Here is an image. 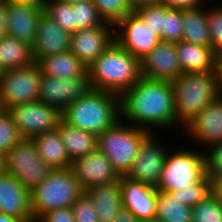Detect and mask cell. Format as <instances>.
<instances>
[{"label": "cell", "instance_id": "obj_1", "mask_svg": "<svg viewBox=\"0 0 222 222\" xmlns=\"http://www.w3.org/2000/svg\"><path fill=\"white\" fill-rule=\"evenodd\" d=\"M120 120L151 133L161 129L182 130L176 117L171 81L141 77L120 95Z\"/></svg>", "mask_w": 222, "mask_h": 222}, {"label": "cell", "instance_id": "obj_2", "mask_svg": "<svg viewBox=\"0 0 222 222\" xmlns=\"http://www.w3.org/2000/svg\"><path fill=\"white\" fill-rule=\"evenodd\" d=\"M91 89L121 95L141 77V64L114 42L87 68Z\"/></svg>", "mask_w": 222, "mask_h": 222}, {"label": "cell", "instance_id": "obj_3", "mask_svg": "<svg viewBox=\"0 0 222 222\" xmlns=\"http://www.w3.org/2000/svg\"><path fill=\"white\" fill-rule=\"evenodd\" d=\"M62 120L85 132L100 135L120 120V96L90 89L62 112Z\"/></svg>", "mask_w": 222, "mask_h": 222}, {"label": "cell", "instance_id": "obj_4", "mask_svg": "<svg viewBox=\"0 0 222 222\" xmlns=\"http://www.w3.org/2000/svg\"><path fill=\"white\" fill-rule=\"evenodd\" d=\"M171 84L177 121L182 126L221 95L215 73L183 72Z\"/></svg>", "mask_w": 222, "mask_h": 222}, {"label": "cell", "instance_id": "obj_5", "mask_svg": "<svg viewBox=\"0 0 222 222\" xmlns=\"http://www.w3.org/2000/svg\"><path fill=\"white\" fill-rule=\"evenodd\" d=\"M83 192L71 168L53 169L48 177L31 190L34 221L50 210L71 207Z\"/></svg>", "mask_w": 222, "mask_h": 222}, {"label": "cell", "instance_id": "obj_6", "mask_svg": "<svg viewBox=\"0 0 222 222\" xmlns=\"http://www.w3.org/2000/svg\"><path fill=\"white\" fill-rule=\"evenodd\" d=\"M148 130L119 120L113 127L98 135V149L109 159L119 176L131 169Z\"/></svg>", "mask_w": 222, "mask_h": 222}, {"label": "cell", "instance_id": "obj_7", "mask_svg": "<svg viewBox=\"0 0 222 222\" xmlns=\"http://www.w3.org/2000/svg\"><path fill=\"white\" fill-rule=\"evenodd\" d=\"M181 147L169 149L157 190L169 192L186 189L207 174L204 150L188 148L186 145L185 148Z\"/></svg>", "mask_w": 222, "mask_h": 222}, {"label": "cell", "instance_id": "obj_8", "mask_svg": "<svg viewBox=\"0 0 222 222\" xmlns=\"http://www.w3.org/2000/svg\"><path fill=\"white\" fill-rule=\"evenodd\" d=\"M6 173L31 191L49 176L53 168L40 157L32 138H22L5 154Z\"/></svg>", "mask_w": 222, "mask_h": 222}, {"label": "cell", "instance_id": "obj_9", "mask_svg": "<svg viewBox=\"0 0 222 222\" xmlns=\"http://www.w3.org/2000/svg\"><path fill=\"white\" fill-rule=\"evenodd\" d=\"M41 69L37 62L2 72L0 94L3 108L38 101Z\"/></svg>", "mask_w": 222, "mask_h": 222}, {"label": "cell", "instance_id": "obj_10", "mask_svg": "<svg viewBox=\"0 0 222 222\" xmlns=\"http://www.w3.org/2000/svg\"><path fill=\"white\" fill-rule=\"evenodd\" d=\"M23 138L57 130L62 112L41 101L15 105L6 110Z\"/></svg>", "mask_w": 222, "mask_h": 222}, {"label": "cell", "instance_id": "obj_11", "mask_svg": "<svg viewBox=\"0 0 222 222\" xmlns=\"http://www.w3.org/2000/svg\"><path fill=\"white\" fill-rule=\"evenodd\" d=\"M158 134L159 137L156 136ZM158 134L150 133L142 141L136 159L126 174L127 178L140 181L153 187L158 186L165 159L170 149L168 145L165 144L166 141H161L160 132H158Z\"/></svg>", "mask_w": 222, "mask_h": 222}, {"label": "cell", "instance_id": "obj_12", "mask_svg": "<svg viewBox=\"0 0 222 222\" xmlns=\"http://www.w3.org/2000/svg\"><path fill=\"white\" fill-rule=\"evenodd\" d=\"M114 40L139 61L150 53L161 39L133 11L114 26Z\"/></svg>", "mask_w": 222, "mask_h": 222}, {"label": "cell", "instance_id": "obj_13", "mask_svg": "<svg viewBox=\"0 0 222 222\" xmlns=\"http://www.w3.org/2000/svg\"><path fill=\"white\" fill-rule=\"evenodd\" d=\"M91 89L88 73L84 77L61 79L41 76L38 100L63 112Z\"/></svg>", "mask_w": 222, "mask_h": 222}, {"label": "cell", "instance_id": "obj_14", "mask_svg": "<svg viewBox=\"0 0 222 222\" xmlns=\"http://www.w3.org/2000/svg\"><path fill=\"white\" fill-rule=\"evenodd\" d=\"M184 130V131H183ZM182 136L199 144L201 149L222 140V95L183 126ZM185 134V135H183Z\"/></svg>", "mask_w": 222, "mask_h": 222}, {"label": "cell", "instance_id": "obj_15", "mask_svg": "<svg viewBox=\"0 0 222 222\" xmlns=\"http://www.w3.org/2000/svg\"><path fill=\"white\" fill-rule=\"evenodd\" d=\"M114 42V25L77 30L71 34L69 50L87 68Z\"/></svg>", "mask_w": 222, "mask_h": 222}, {"label": "cell", "instance_id": "obj_16", "mask_svg": "<svg viewBox=\"0 0 222 222\" xmlns=\"http://www.w3.org/2000/svg\"><path fill=\"white\" fill-rule=\"evenodd\" d=\"M70 168L83 190L120 179L109 159L99 149L73 159Z\"/></svg>", "mask_w": 222, "mask_h": 222}, {"label": "cell", "instance_id": "obj_17", "mask_svg": "<svg viewBox=\"0 0 222 222\" xmlns=\"http://www.w3.org/2000/svg\"><path fill=\"white\" fill-rule=\"evenodd\" d=\"M140 64L142 77L148 79L173 81L183 73L176 43L160 42Z\"/></svg>", "mask_w": 222, "mask_h": 222}, {"label": "cell", "instance_id": "obj_18", "mask_svg": "<svg viewBox=\"0 0 222 222\" xmlns=\"http://www.w3.org/2000/svg\"><path fill=\"white\" fill-rule=\"evenodd\" d=\"M122 207L138 220L155 219L157 189L151 185L120 176Z\"/></svg>", "mask_w": 222, "mask_h": 222}, {"label": "cell", "instance_id": "obj_19", "mask_svg": "<svg viewBox=\"0 0 222 222\" xmlns=\"http://www.w3.org/2000/svg\"><path fill=\"white\" fill-rule=\"evenodd\" d=\"M0 213L14 216L20 222H35L31 209V191L12 175H0Z\"/></svg>", "mask_w": 222, "mask_h": 222}, {"label": "cell", "instance_id": "obj_20", "mask_svg": "<svg viewBox=\"0 0 222 222\" xmlns=\"http://www.w3.org/2000/svg\"><path fill=\"white\" fill-rule=\"evenodd\" d=\"M71 34L59 26L45 12L39 18L33 47L35 62L44 56L69 51Z\"/></svg>", "mask_w": 222, "mask_h": 222}, {"label": "cell", "instance_id": "obj_21", "mask_svg": "<svg viewBox=\"0 0 222 222\" xmlns=\"http://www.w3.org/2000/svg\"><path fill=\"white\" fill-rule=\"evenodd\" d=\"M43 12L44 6L7 3V35L33 46L38 21Z\"/></svg>", "mask_w": 222, "mask_h": 222}, {"label": "cell", "instance_id": "obj_22", "mask_svg": "<svg viewBox=\"0 0 222 222\" xmlns=\"http://www.w3.org/2000/svg\"><path fill=\"white\" fill-rule=\"evenodd\" d=\"M176 51L183 72L215 73L216 52L212 47L182 40L176 43Z\"/></svg>", "mask_w": 222, "mask_h": 222}, {"label": "cell", "instance_id": "obj_23", "mask_svg": "<svg viewBox=\"0 0 222 222\" xmlns=\"http://www.w3.org/2000/svg\"><path fill=\"white\" fill-rule=\"evenodd\" d=\"M99 216V222H112L122 207L120 182L93 185L84 190Z\"/></svg>", "mask_w": 222, "mask_h": 222}, {"label": "cell", "instance_id": "obj_24", "mask_svg": "<svg viewBox=\"0 0 222 222\" xmlns=\"http://www.w3.org/2000/svg\"><path fill=\"white\" fill-rule=\"evenodd\" d=\"M42 76L61 79L84 77L87 67L69 50L51 56H44L38 62Z\"/></svg>", "mask_w": 222, "mask_h": 222}, {"label": "cell", "instance_id": "obj_25", "mask_svg": "<svg viewBox=\"0 0 222 222\" xmlns=\"http://www.w3.org/2000/svg\"><path fill=\"white\" fill-rule=\"evenodd\" d=\"M205 6V7H204ZM182 40L212 47L207 22V5L182 10Z\"/></svg>", "mask_w": 222, "mask_h": 222}, {"label": "cell", "instance_id": "obj_26", "mask_svg": "<svg viewBox=\"0 0 222 222\" xmlns=\"http://www.w3.org/2000/svg\"><path fill=\"white\" fill-rule=\"evenodd\" d=\"M57 130L70 160L98 149V135L85 132L61 120Z\"/></svg>", "mask_w": 222, "mask_h": 222}, {"label": "cell", "instance_id": "obj_27", "mask_svg": "<svg viewBox=\"0 0 222 222\" xmlns=\"http://www.w3.org/2000/svg\"><path fill=\"white\" fill-rule=\"evenodd\" d=\"M35 63L33 47L15 37L0 38V69L2 72Z\"/></svg>", "mask_w": 222, "mask_h": 222}, {"label": "cell", "instance_id": "obj_28", "mask_svg": "<svg viewBox=\"0 0 222 222\" xmlns=\"http://www.w3.org/2000/svg\"><path fill=\"white\" fill-rule=\"evenodd\" d=\"M37 151L44 162L53 169L70 168L71 160L67 155L58 130L41 133L32 137Z\"/></svg>", "mask_w": 222, "mask_h": 222}, {"label": "cell", "instance_id": "obj_29", "mask_svg": "<svg viewBox=\"0 0 222 222\" xmlns=\"http://www.w3.org/2000/svg\"><path fill=\"white\" fill-rule=\"evenodd\" d=\"M155 218L161 222H191L192 207L184 205L168 192L157 190Z\"/></svg>", "mask_w": 222, "mask_h": 222}, {"label": "cell", "instance_id": "obj_30", "mask_svg": "<svg viewBox=\"0 0 222 222\" xmlns=\"http://www.w3.org/2000/svg\"><path fill=\"white\" fill-rule=\"evenodd\" d=\"M92 0L73 3V33L77 30L104 25Z\"/></svg>", "mask_w": 222, "mask_h": 222}, {"label": "cell", "instance_id": "obj_31", "mask_svg": "<svg viewBox=\"0 0 222 222\" xmlns=\"http://www.w3.org/2000/svg\"><path fill=\"white\" fill-rule=\"evenodd\" d=\"M104 22L116 25L124 16L134 11L128 0H92Z\"/></svg>", "mask_w": 222, "mask_h": 222}, {"label": "cell", "instance_id": "obj_32", "mask_svg": "<svg viewBox=\"0 0 222 222\" xmlns=\"http://www.w3.org/2000/svg\"><path fill=\"white\" fill-rule=\"evenodd\" d=\"M168 193L172 197L178 198L182 204L194 207L211 193V182L206 174L200 181L190 187L169 191Z\"/></svg>", "mask_w": 222, "mask_h": 222}, {"label": "cell", "instance_id": "obj_33", "mask_svg": "<svg viewBox=\"0 0 222 222\" xmlns=\"http://www.w3.org/2000/svg\"><path fill=\"white\" fill-rule=\"evenodd\" d=\"M44 12L68 33H73V4L58 0H45Z\"/></svg>", "mask_w": 222, "mask_h": 222}, {"label": "cell", "instance_id": "obj_34", "mask_svg": "<svg viewBox=\"0 0 222 222\" xmlns=\"http://www.w3.org/2000/svg\"><path fill=\"white\" fill-rule=\"evenodd\" d=\"M134 12L142 19L154 33L158 35L162 42V29L164 23V5L159 2L140 5Z\"/></svg>", "mask_w": 222, "mask_h": 222}, {"label": "cell", "instance_id": "obj_35", "mask_svg": "<svg viewBox=\"0 0 222 222\" xmlns=\"http://www.w3.org/2000/svg\"><path fill=\"white\" fill-rule=\"evenodd\" d=\"M191 222H222V205L210 193L199 204L192 207Z\"/></svg>", "mask_w": 222, "mask_h": 222}, {"label": "cell", "instance_id": "obj_36", "mask_svg": "<svg viewBox=\"0 0 222 222\" xmlns=\"http://www.w3.org/2000/svg\"><path fill=\"white\" fill-rule=\"evenodd\" d=\"M182 10L164 6L162 42L177 43L182 41Z\"/></svg>", "mask_w": 222, "mask_h": 222}, {"label": "cell", "instance_id": "obj_37", "mask_svg": "<svg viewBox=\"0 0 222 222\" xmlns=\"http://www.w3.org/2000/svg\"><path fill=\"white\" fill-rule=\"evenodd\" d=\"M204 150L206 173L210 181H222V140L210 143Z\"/></svg>", "mask_w": 222, "mask_h": 222}, {"label": "cell", "instance_id": "obj_38", "mask_svg": "<svg viewBox=\"0 0 222 222\" xmlns=\"http://www.w3.org/2000/svg\"><path fill=\"white\" fill-rule=\"evenodd\" d=\"M22 138L9 113L0 111V152L6 154Z\"/></svg>", "mask_w": 222, "mask_h": 222}, {"label": "cell", "instance_id": "obj_39", "mask_svg": "<svg viewBox=\"0 0 222 222\" xmlns=\"http://www.w3.org/2000/svg\"><path fill=\"white\" fill-rule=\"evenodd\" d=\"M207 22L212 48L216 53L222 52V3L207 6Z\"/></svg>", "mask_w": 222, "mask_h": 222}, {"label": "cell", "instance_id": "obj_40", "mask_svg": "<svg viewBox=\"0 0 222 222\" xmlns=\"http://www.w3.org/2000/svg\"><path fill=\"white\" fill-rule=\"evenodd\" d=\"M75 222H99V216L90 199L83 192L71 206Z\"/></svg>", "mask_w": 222, "mask_h": 222}, {"label": "cell", "instance_id": "obj_41", "mask_svg": "<svg viewBox=\"0 0 222 222\" xmlns=\"http://www.w3.org/2000/svg\"><path fill=\"white\" fill-rule=\"evenodd\" d=\"M35 222H75L71 207L50 210Z\"/></svg>", "mask_w": 222, "mask_h": 222}, {"label": "cell", "instance_id": "obj_42", "mask_svg": "<svg viewBox=\"0 0 222 222\" xmlns=\"http://www.w3.org/2000/svg\"><path fill=\"white\" fill-rule=\"evenodd\" d=\"M158 2L167 8L183 10L203 6L205 5L206 0H158Z\"/></svg>", "mask_w": 222, "mask_h": 222}, {"label": "cell", "instance_id": "obj_43", "mask_svg": "<svg viewBox=\"0 0 222 222\" xmlns=\"http://www.w3.org/2000/svg\"><path fill=\"white\" fill-rule=\"evenodd\" d=\"M112 222H139V220L128 209L121 207Z\"/></svg>", "mask_w": 222, "mask_h": 222}, {"label": "cell", "instance_id": "obj_44", "mask_svg": "<svg viewBox=\"0 0 222 222\" xmlns=\"http://www.w3.org/2000/svg\"><path fill=\"white\" fill-rule=\"evenodd\" d=\"M7 2L0 0V38L7 35L8 29L6 24Z\"/></svg>", "mask_w": 222, "mask_h": 222}, {"label": "cell", "instance_id": "obj_45", "mask_svg": "<svg viewBox=\"0 0 222 222\" xmlns=\"http://www.w3.org/2000/svg\"><path fill=\"white\" fill-rule=\"evenodd\" d=\"M215 74L222 95V52L216 53Z\"/></svg>", "mask_w": 222, "mask_h": 222}, {"label": "cell", "instance_id": "obj_46", "mask_svg": "<svg viewBox=\"0 0 222 222\" xmlns=\"http://www.w3.org/2000/svg\"><path fill=\"white\" fill-rule=\"evenodd\" d=\"M211 182V194L222 205V181H210Z\"/></svg>", "mask_w": 222, "mask_h": 222}, {"label": "cell", "instance_id": "obj_47", "mask_svg": "<svg viewBox=\"0 0 222 222\" xmlns=\"http://www.w3.org/2000/svg\"><path fill=\"white\" fill-rule=\"evenodd\" d=\"M44 1L45 0H6L7 3L31 6H44Z\"/></svg>", "mask_w": 222, "mask_h": 222}, {"label": "cell", "instance_id": "obj_48", "mask_svg": "<svg viewBox=\"0 0 222 222\" xmlns=\"http://www.w3.org/2000/svg\"><path fill=\"white\" fill-rule=\"evenodd\" d=\"M128 1L134 9L140 5L158 2V0H128Z\"/></svg>", "mask_w": 222, "mask_h": 222}, {"label": "cell", "instance_id": "obj_49", "mask_svg": "<svg viewBox=\"0 0 222 222\" xmlns=\"http://www.w3.org/2000/svg\"><path fill=\"white\" fill-rule=\"evenodd\" d=\"M0 222H20L14 216L0 213Z\"/></svg>", "mask_w": 222, "mask_h": 222}, {"label": "cell", "instance_id": "obj_50", "mask_svg": "<svg viewBox=\"0 0 222 222\" xmlns=\"http://www.w3.org/2000/svg\"><path fill=\"white\" fill-rule=\"evenodd\" d=\"M6 173L5 154L0 152V175Z\"/></svg>", "mask_w": 222, "mask_h": 222}, {"label": "cell", "instance_id": "obj_51", "mask_svg": "<svg viewBox=\"0 0 222 222\" xmlns=\"http://www.w3.org/2000/svg\"><path fill=\"white\" fill-rule=\"evenodd\" d=\"M139 222H161L158 219H146V220H139Z\"/></svg>", "mask_w": 222, "mask_h": 222}, {"label": "cell", "instance_id": "obj_52", "mask_svg": "<svg viewBox=\"0 0 222 222\" xmlns=\"http://www.w3.org/2000/svg\"><path fill=\"white\" fill-rule=\"evenodd\" d=\"M58 1L73 4V3H76V2L81 1V0H58Z\"/></svg>", "mask_w": 222, "mask_h": 222}, {"label": "cell", "instance_id": "obj_53", "mask_svg": "<svg viewBox=\"0 0 222 222\" xmlns=\"http://www.w3.org/2000/svg\"><path fill=\"white\" fill-rule=\"evenodd\" d=\"M2 100H1V94H0V111H4Z\"/></svg>", "mask_w": 222, "mask_h": 222}]
</instances>
